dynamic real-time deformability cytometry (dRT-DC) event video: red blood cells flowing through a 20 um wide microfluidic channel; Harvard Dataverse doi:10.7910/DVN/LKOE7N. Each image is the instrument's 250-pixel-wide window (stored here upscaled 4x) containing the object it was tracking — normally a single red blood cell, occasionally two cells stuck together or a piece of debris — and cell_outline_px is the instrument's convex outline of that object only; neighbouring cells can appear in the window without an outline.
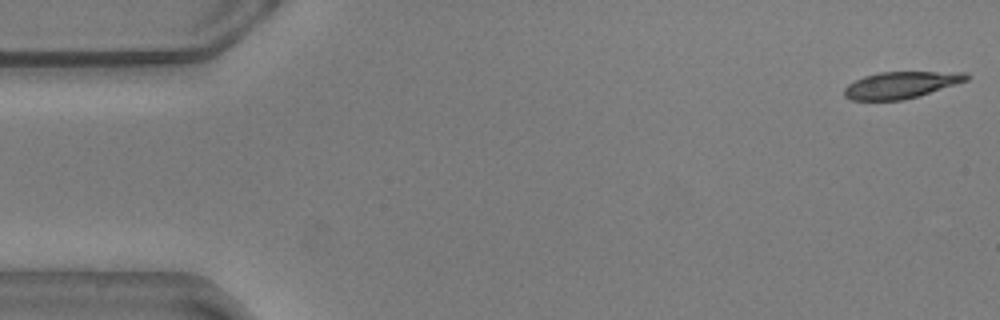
{"species": "common noctule bat (a hibernating species)", "species_latin": "Nyctalus noctula", "temperature_condition": "warm", "stored_images_in_passage": 5, "camera_frame_rate_fps": 3000, "um_per_image_px": 0.085, "animal": {"sex": "male", "body_mass_g": 20.5, "forearm_length_mm": 52.5}, "frame": {"image": 1, "passage_image": 1, "time_ms": 0.0, "image_size_px": [1000, 320], "cell_outline_px": [[972, 76], [968, 80], [956, 84], [904, 100], [852, 100], [844, 96], [844, 88], [848, 84], [864, 76], [880, 72], [968, 72]], "centroid_in_image_um": [76.6, 7.21], "position_along_channel_um": 8.4, "area_um2": 18.96}}